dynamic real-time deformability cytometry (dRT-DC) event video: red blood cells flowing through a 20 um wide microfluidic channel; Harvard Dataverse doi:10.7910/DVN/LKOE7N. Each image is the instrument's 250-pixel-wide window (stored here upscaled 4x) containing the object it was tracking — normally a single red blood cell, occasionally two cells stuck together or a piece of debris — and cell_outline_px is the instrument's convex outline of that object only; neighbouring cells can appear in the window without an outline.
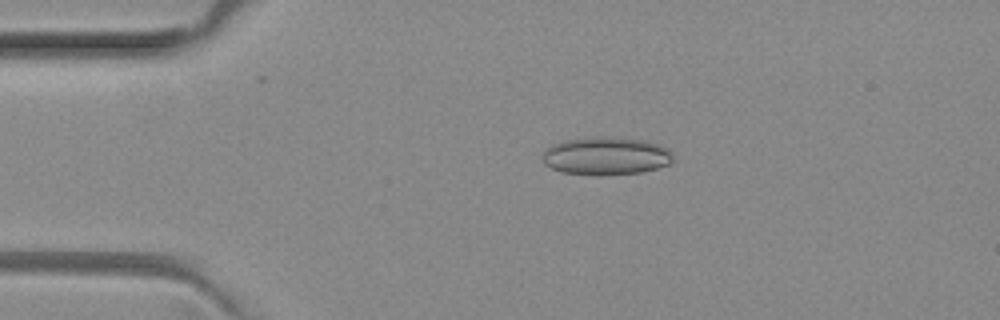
{"species": "common noctule bat (a hibernating species)", "species_latin": "Nyctalus noctula", "temperature_condition": "room temperature", "stored_images_in_passage": 4, "camera_frame_rate_fps": 3000, "um_per_image_px": 0.085, "animal": {"sex": "female", "body_mass_g": 29.2, "forearm_length_mm": 56.3}, "frame": {"image": 1, "passage_image": 3, "time_ms": 0.667, "image_size_px": [1000, 320], "cell_outline_px": [[672, 160], [668, 164], [656, 168], [640, 172], [564, 172], [552, 168], [544, 164], [544, 148], [552, 144], [564, 140], [600, 136], [644, 140], [656, 144], [672, 152]], "centroid_in_image_um": [51.49, 13.2], "position_along_channel_um": 33.5, "area_um2": 27.57}}